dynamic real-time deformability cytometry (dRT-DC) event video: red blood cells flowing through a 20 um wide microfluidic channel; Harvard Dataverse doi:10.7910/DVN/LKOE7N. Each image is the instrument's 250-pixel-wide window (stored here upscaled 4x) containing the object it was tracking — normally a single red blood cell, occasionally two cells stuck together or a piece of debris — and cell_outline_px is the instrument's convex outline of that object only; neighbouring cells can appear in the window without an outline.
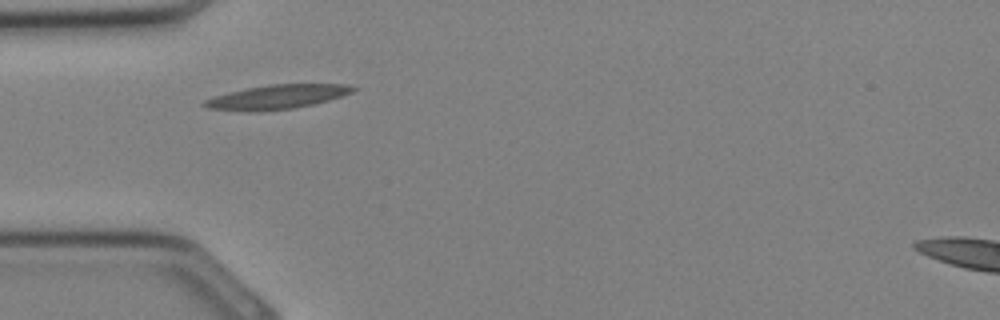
{"species": "Egyptian fruit bat (a non-hibernating species)", "species_latin": "Rousettus aegyptiacus", "temperature_condition": "cold", "stored_images_in_passage": 3, "camera_frame_rate_fps": 3000, "um_per_image_px": 0.085, "animal": {"sex": "female"}, "frame": {"image": 1, "passage_image": 1, "time_ms": 0.0, "image_size_px": [1000, 320], "cell_outline_px": [[360, 88], [352, 92], [328, 100], [312, 104], [292, 108], [260, 112], [248, 112], [208, 108], [200, 104], [204, 100], [228, 92], [268, 84], [344, 84]], "centroid_in_image_um": [23.52, 8.24], "position_along_channel_um": 61.5, "area_um2": 20.92}}
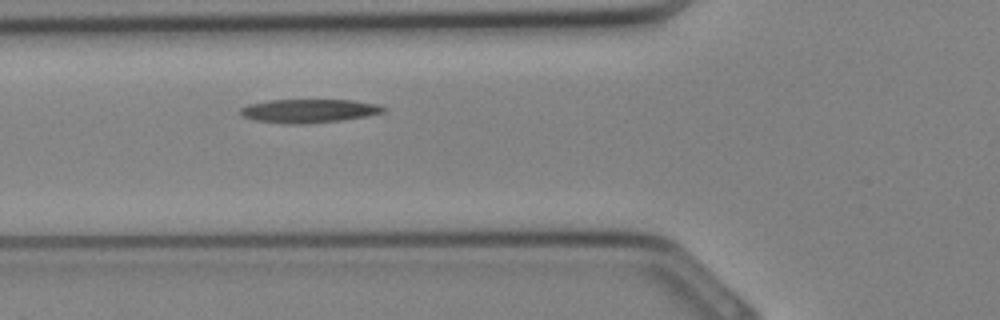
{"frame": {"image": 2, "passage_image": 3, "time_ms": 0.667, "image_size_px": [1000, 320], "cell_outline_px": [[388, 112], [340, 120], [300, 124], [292, 124], [256, 120], [244, 116], [240, 112], [240, 108], [248, 104], [268, 100], [352, 100], [376, 104], [388, 108]], "centroid_in_image_um": [26.29, 9.41], "position_along_channel_um": 99.5, "area_um2": 19.48}}